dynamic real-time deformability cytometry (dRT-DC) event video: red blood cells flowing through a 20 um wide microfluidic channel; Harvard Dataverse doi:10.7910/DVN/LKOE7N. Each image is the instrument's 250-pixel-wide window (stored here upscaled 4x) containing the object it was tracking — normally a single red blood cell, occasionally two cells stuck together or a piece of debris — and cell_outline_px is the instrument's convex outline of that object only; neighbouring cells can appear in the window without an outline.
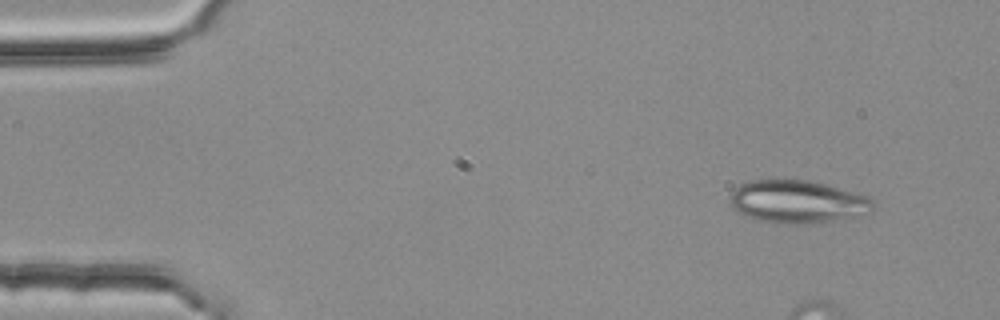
{"species": "common noctule bat (a hibernating species)", "species_latin": "Nyctalus noctula", "temperature_condition": "room temperature", "stored_images_in_passage": 3, "camera_frame_rate_fps": 3000, "um_per_image_px": 0.085, "animal": {"sex": "female", "body_mass_g": 25.1}, "frame": {"image": 1, "passage_image": 1, "time_ms": 0.0, "image_size_px": [1000, 320], "cell_outline_px": [[876, 204], [872, 212], [868, 216], [804, 224], [784, 224], [760, 220], [744, 216], [736, 212], [732, 208], [728, 200], [732, 192], [740, 184], [748, 180], [808, 180], [828, 184], [872, 196], [876, 200]], "centroid_in_image_um": [67.89, 17.15], "position_along_channel_um": 17.1, "area_um2": 36.82}}